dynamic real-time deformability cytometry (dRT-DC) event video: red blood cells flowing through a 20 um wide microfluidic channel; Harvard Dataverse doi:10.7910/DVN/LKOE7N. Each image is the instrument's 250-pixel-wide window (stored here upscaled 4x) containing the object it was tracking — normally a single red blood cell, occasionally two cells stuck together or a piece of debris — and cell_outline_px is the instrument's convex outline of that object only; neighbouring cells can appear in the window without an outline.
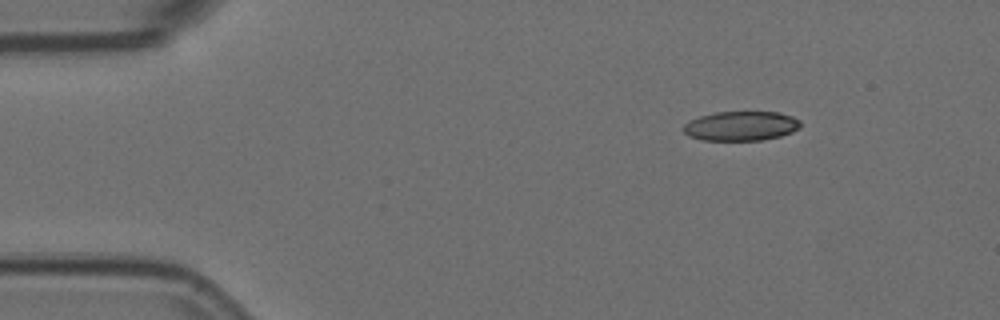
{"species": "Egyptian fruit bat (a non-hibernating species)", "species_latin": "Rousettus aegyptiacus", "temperature_condition": "room temperature", "stored_images_in_passage": 8, "camera_frame_rate_fps": 3000, "um_per_image_px": 0.085, "animal": {"sex": "female"}, "frame": {"image": 1, "passage_image": 1, "time_ms": 0.0, "image_size_px": [1000, 320], "cell_outline_px": [[800, 128], [792, 132], [780, 136], [760, 140], [704, 140], [688, 136], [680, 128], [688, 120], [700, 116], [716, 112], [776, 112], [792, 116], [800, 120]], "centroid_in_image_um": [62.95, 10.7], "position_along_channel_um": 22.1, "area_um2": 20.17}}
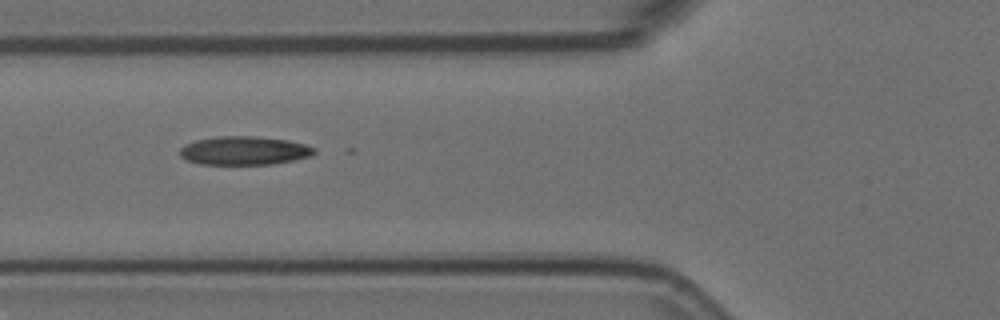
{"frame": {"image": 2, "passage_image": 4, "time_ms": 1.0, "image_size_px": [1000, 320], "cell_outline_px": [[316, 152], [312, 156], [272, 164], [200, 164], [188, 160], [180, 156], [180, 148], [184, 144], [196, 140], [220, 136], [256, 136], [288, 140], [304, 144], [316, 148]], "centroid_in_image_um": [20.77, 12.8], "position_along_channel_um": 105.0, "area_um2": 22.37}}
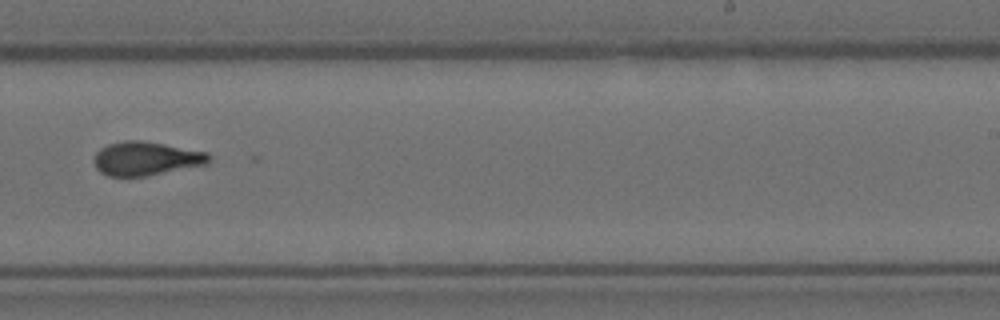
{"frame": {"image": 3, "passage_image": 8, "time_ms": 2.333, "image_size_px": [1000, 320], "cell_outline_px": [[212, 160], [208, 164], [148, 176], [108, 176], [100, 172], [96, 168], [92, 160], [96, 152], [100, 148], [108, 144], [124, 140], [140, 140], [164, 144], [208, 152], [212, 156]], "centroid_in_image_um": [12.42, 13.48], "position_along_channel_um": 276.6, "area_um2": 22.95}}